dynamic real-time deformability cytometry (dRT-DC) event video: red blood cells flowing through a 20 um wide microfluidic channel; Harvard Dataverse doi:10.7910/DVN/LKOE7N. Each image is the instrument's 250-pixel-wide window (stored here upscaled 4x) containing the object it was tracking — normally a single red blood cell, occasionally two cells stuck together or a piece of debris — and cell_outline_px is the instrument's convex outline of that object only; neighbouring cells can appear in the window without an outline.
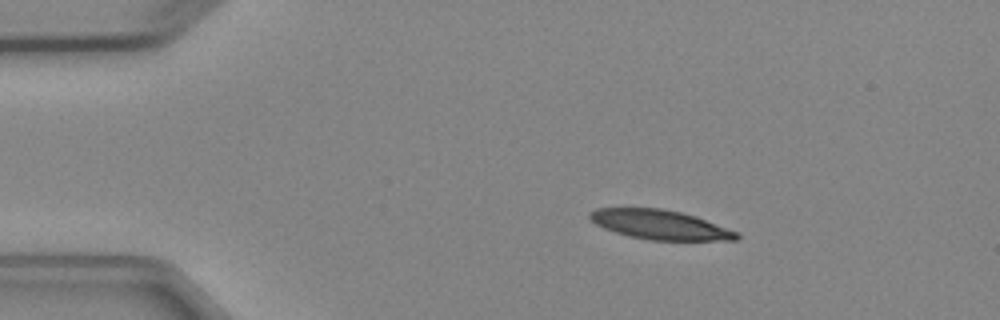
{"species": "Egyptian fruit bat (a non-hibernating species)", "species_latin": "Rousettus aegyptiacus", "temperature_condition": "cold", "stored_images_in_passage": 4, "camera_frame_rate_fps": 3000, "um_per_image_px": 0.085, "animal": {"sex": "female"}, "frame": {"image": 1, "passage_image": 1, "time_ms": 0.0, "image_size_px": [1000, 320], "cell_outline_px": [[740, 236], [736, 240], [648, 240], [628, 236], [604, 228], [596, 224], [588, 216], [596, 208], [660, 208], [680, 212], [740, 232]], "centroid_in_image_um": [56.1, 19.11], "position_along_channel_um": 28.9, "area_um2": 24.85}}
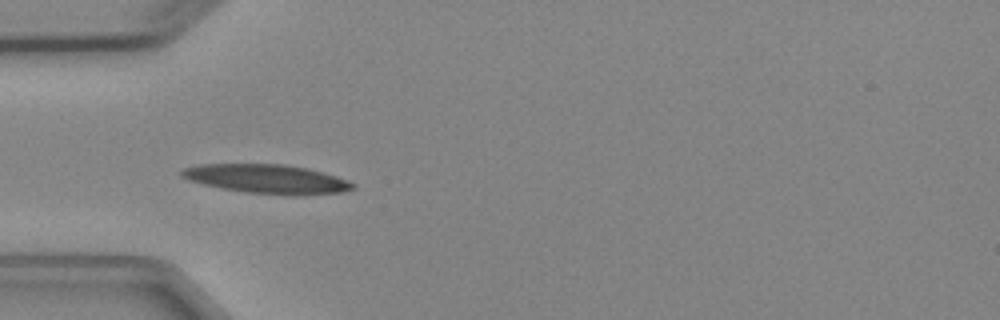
{"frame": {"image": 2, "passage_image": 3, "time_ms": 2.333, "image_size_px": [1000, 320], "cell_outline_px": [[356, 188], [344, 192], [244, 192], [220, 188], [188, 180], [180, 176], [180, 168], [200, 164], [284, 164], [308, 168], [336, 176], [356, 184]], "centroid_in_image_um": [22.57, 15.15], "position_along_channel_um": 62.4, "area_um2": 27.86}}